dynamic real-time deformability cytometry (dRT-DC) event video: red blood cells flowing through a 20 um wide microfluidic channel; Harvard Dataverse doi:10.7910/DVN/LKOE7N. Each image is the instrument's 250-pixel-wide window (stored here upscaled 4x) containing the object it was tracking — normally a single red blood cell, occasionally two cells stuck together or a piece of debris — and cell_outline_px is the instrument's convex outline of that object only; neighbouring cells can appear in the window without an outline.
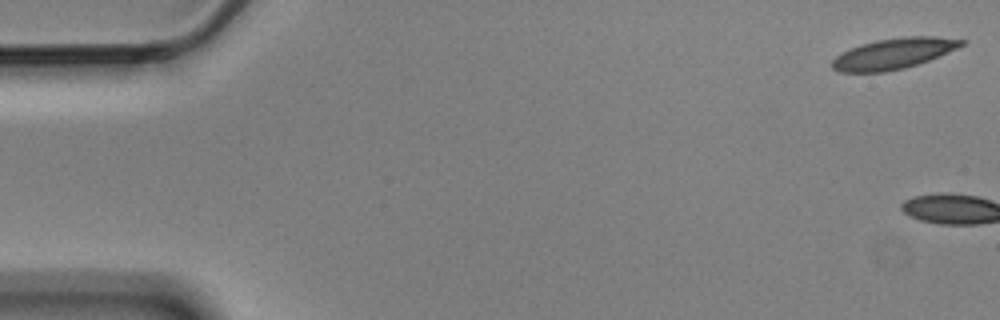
{"species": "Egyptian fruit bat (a non-hibernating species)", "species_latin": "Rousettus aegyptiacus", "temperature_condition": "cold", "stored_images_in_passage": 6, "camera_frame_rate_fps": 3000, "um_per_image_px": 0.085, "animal": {"sex": "male"}, "frame": {"image": 1, "passage_image": 1, "time_ms": 0.0, "image_size_px": [1000, 320], "cell_outline_px": [[968, 40], [964, 44], [956, 48], [928, 60], [904, 68], [884, 72], [840, 72], [832, 68], [832, 60], [836, 56], [860, 44], [876, 40], [904, 36], [936, 36]], "centroid_in_image_um": [75.95, 4.54], "position_along_channel_um": 9.0, "area_um2": 22.95}}